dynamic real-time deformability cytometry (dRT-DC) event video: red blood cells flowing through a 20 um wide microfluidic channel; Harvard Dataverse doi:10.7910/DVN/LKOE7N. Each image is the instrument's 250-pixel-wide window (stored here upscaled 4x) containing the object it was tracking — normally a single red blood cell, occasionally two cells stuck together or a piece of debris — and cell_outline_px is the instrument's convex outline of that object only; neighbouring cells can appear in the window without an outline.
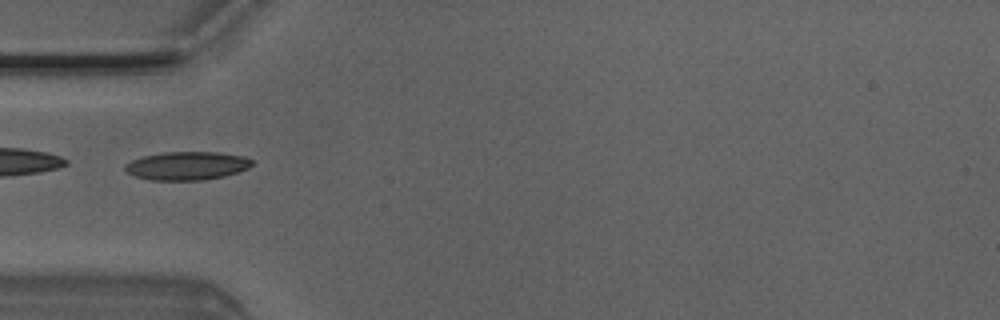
{"species": "Egyptian fruit bat (a non-hibernating species)", "species_latin": "Rousettus aegyptiacus", "temperature_condition": "room temperature", "stored_images_in_passage": 2, "camera_frame_rate_fps": 3000, "um_per_image_px": 0.085, "animal": {"sex": "male"}, "frame": {"image": 1, "passage_image": 2, "time_ms": 0.333, "image_size_px": [1000, 320], "cell_outline_px": [[252, 164], [248, 168], [224, 176], [204, 180], [152, 180], [136, 176], [128, 172], [124, 168], [124, 164], [132, 160], [144, 156], [160, 152], [216, 152], [244, 156], [252, 160]], "centroid_in_image_um": [15.88, 14.08], "position_along_channel_um": 69.1, "area_um2": 20.87}}